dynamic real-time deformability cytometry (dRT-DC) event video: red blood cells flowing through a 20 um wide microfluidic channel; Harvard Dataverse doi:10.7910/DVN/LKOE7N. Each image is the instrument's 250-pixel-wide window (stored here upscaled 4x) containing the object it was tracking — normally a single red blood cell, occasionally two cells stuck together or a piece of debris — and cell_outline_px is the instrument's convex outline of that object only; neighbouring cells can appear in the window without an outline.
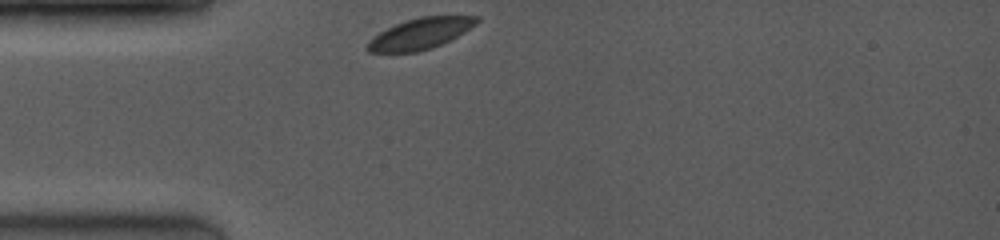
{"species": "common noctule bat (a hibernating species)", "species_latin": "Nyctalus noctula", "temperature_condition": "room temperature", "stored_images_in_passage": 30, "camera_frame_rate_fps": 4000, "um_per_image_px": 0.085, "animal": {"sex": "female", "body_mass_g": 19.0, "forearm_length_mm": 53.3}, "frame": {"image": 1, "passage_image": 1, "time_ms": 0.0, "image_size_px": [1000, 240], "cell_outline_px": [[480, 20], [476, 24], [464, 32], [432, 48], [416, 52], [368, 52], [368, 40], [380, 32], [396, 24], [420, 16], [476, 16]], "centroid_in_image_um": [35.73, 2.86], "position_along_channel_um": 49.3, "area_um2": 19.31}}
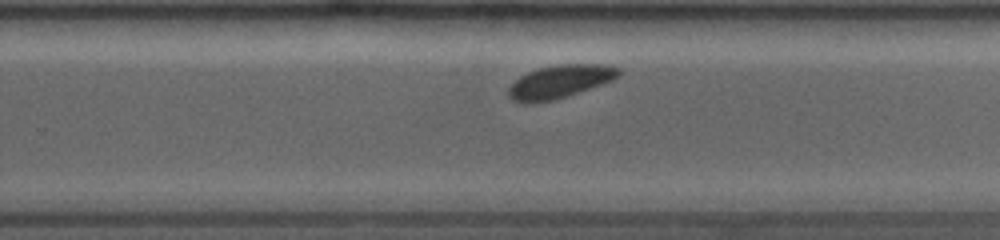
{"frame": {"image": 2, "passage_image": 20, "time_ms": 6.25, "image_size_px": [1000, 240], "cell_outline_px": [[620, 72], [616, 76], [600, 84], [552, 100], [532, 104], [524, 104], [512, 100], [508, 96], [508, 88], [520, 76], [528, 72], [540, 68], [556, 64], [604, 64], [620, 68]], "centroid_in_image_um": [47.5, 6.94], "position_along_channel_um": 282.3, "area_um2": 20.81}}
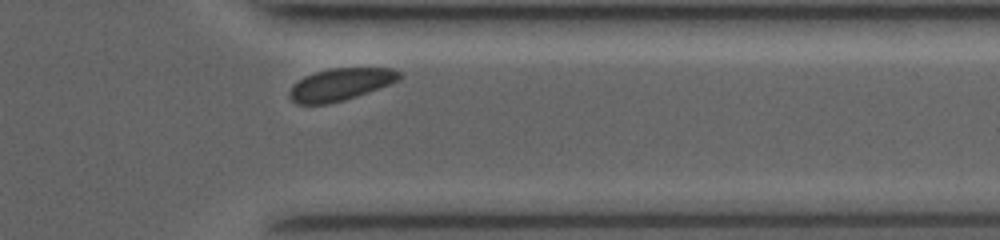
{"frame": {"image": 3, "passage_image": 27, "time_ms": 8.75, "image_size_px": [1000, 240], "cell_outline_px": [[400, 80], [356, 96], [344, 100], [328, 104], [296, 104], [288, 96], [288, 92], [304, 76], [316, 72], [332, 68], [392, 68], [400, 72]], "centroid_in_image_um": [28.93, 7.18], "position_along_channel_um": 382.5, "area_um2": 20.35}, "authors_computed_cell_mechanics": {"area_um2": 21.0681, "velocity_mm_per_s": 3.9437, "shape_relaxation_time_tau1_ms": 2.6612, "shape_relaxation_time_tau2_ms": null, "deformation_change_tau1": 0.0303, "deformation_change_tau2": null}}